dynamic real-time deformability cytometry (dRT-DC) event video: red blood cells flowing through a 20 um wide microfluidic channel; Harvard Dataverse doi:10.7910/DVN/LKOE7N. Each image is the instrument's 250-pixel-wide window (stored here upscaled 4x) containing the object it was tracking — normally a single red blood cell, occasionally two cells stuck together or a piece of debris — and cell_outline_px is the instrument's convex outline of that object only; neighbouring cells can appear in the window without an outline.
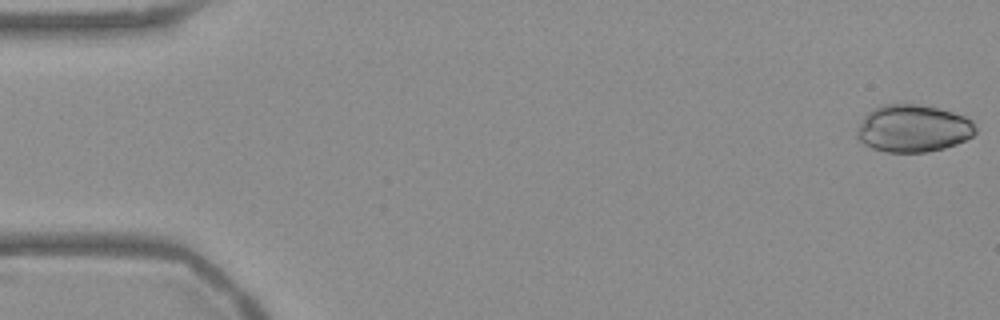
{"species": "Egyptian fruit bat (a non-hibernating species)", "species_latin": "Rousettus aegyptiacus", "temperature_condition": "warm", "stored_images_in_passage": 54, "camera_frame_rate_fps": 3000, "um_per_image_px": 0.085, "frame": {"image": 1, "passage_image": 1, "time_ms": 0.0, "image_size_px": [1000, 320], "cell_outline_px": [[976, 132], [972, 136], [956, 144], [944, 148], [928, 152], [884, 152], [872, 148], [856, 140], [856, 128], [864, 116], [868, 112], [880, 104], [916, 104], [936, 108], [952, 112], [964, 116], [972, 120], [976, 128]], "centroid_in_image_um": [77.57, 10.92], "position_along_channel_um": 7.4, "area_um2": 32.95}}
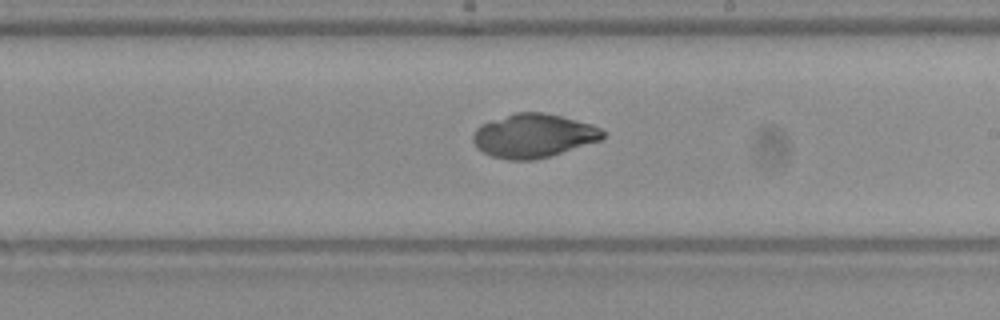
{"frame": {"image": 2, "passage_image": 31, "time_ms": 10.0, "image_size_px": [1000, 320], "cell_outline_px": [[608, 132], [600, 140], [548, 156], [532, 160], [508, 160], [492, 156], [476, 148], [472, 140], [472, 136], [476, 128], [480, 124], [516, 112], [544, 112], [592, 124]], "centroid_in_image_um": [45.32, 11.53], "position_along_channel_um": 243.7, "area_um2": 32.95}}
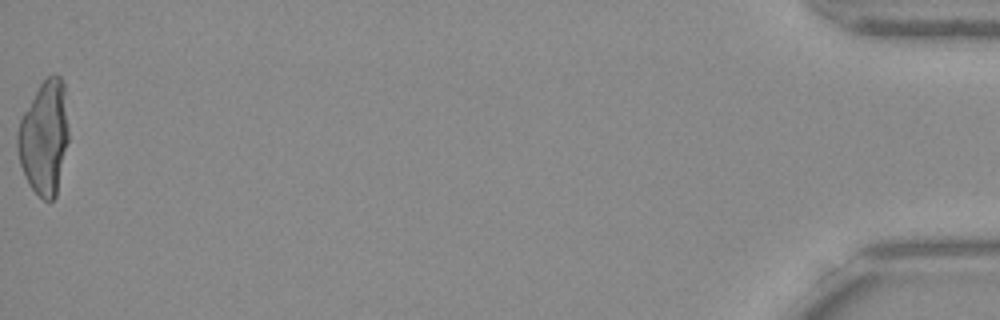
{"frame": {"image": 3, "passage_image": 54, "time_ms": 17.667, "image_size_px": [1000, 320], "cell_outline_px": [[68, 140], [56, 196], [52, 200], [44, 200], [28, 184], [20, 164], [16, 148], [16, 132], [20, 120], [24, 112], [40, 84], [52, 72], [56, 72], [60, 76], [64, 84], [68, 128]], "centroid_in_image_um": [3.75, 11.67], "position_along_channel_um": 431.4, "area_um2": 33.93}}